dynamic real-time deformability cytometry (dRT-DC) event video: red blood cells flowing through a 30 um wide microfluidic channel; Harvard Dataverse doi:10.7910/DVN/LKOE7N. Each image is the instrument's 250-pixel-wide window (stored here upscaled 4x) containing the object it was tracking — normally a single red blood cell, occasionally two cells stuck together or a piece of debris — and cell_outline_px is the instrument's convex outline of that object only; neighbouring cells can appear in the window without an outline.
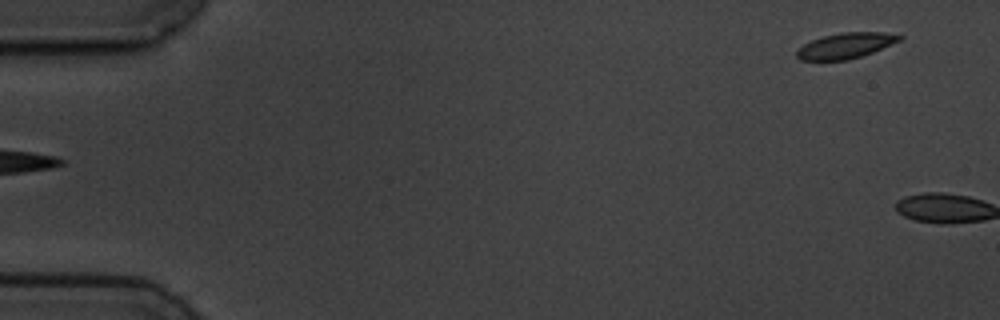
{"species": "common noctule bat (a hibernating species)", "species_latin": "Nyctalus noctula", "temperature_condition": "cold", "stored_images_in_passage": 5, "camera_frame_rate_fps": 3000, "um_per_image_px": 0.085, "animal": {"sex": "male", "body_mass_g": 19.5, "forearm_length_mm": 54.6}, "frame": {"image": 1, "passage_image": 5, "time_ms": 5.667, "image_size_px": [1000, 320], "cell_outline_px": [[904, 36], [900, 40], [872, 52], [848, 60], [800, 60], [796, 56], [796, 52], [804, 44], [812, 40], [824, 36], [840, 32], [884, 32]], "centroid_in_image_um": [71.87, 3.87], "position_along_channel_um": 13.1, "area_um2": 15.09}}